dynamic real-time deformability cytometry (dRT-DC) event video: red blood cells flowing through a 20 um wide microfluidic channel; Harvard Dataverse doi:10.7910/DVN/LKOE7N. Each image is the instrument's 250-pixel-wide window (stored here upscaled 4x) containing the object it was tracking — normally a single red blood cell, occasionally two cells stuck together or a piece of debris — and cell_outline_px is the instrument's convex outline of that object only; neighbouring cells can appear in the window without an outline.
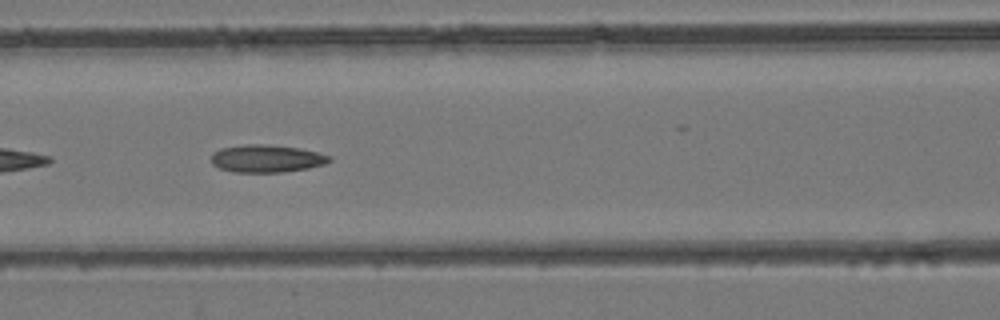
{"species": "common noctule bat (a hibernating species)", "species_latin": "Nyctalus noctula", "temperature_condition": "room temperature", "stored_images_in_passage": 49, "camera_frame_rate_fps": 3000, "um_per_image_px": 0.085, "animal": {"sex": "female", "body_mass_g": 24.6, "forearm_length_mm": 56.2}, "frame": {"image": 1, "passage_image": 21, "time_ms": 6.667, "image_size_px": [1000, 320], "cell_outline_px": [[332, 160], [324, 164], [308, 168], [284, 172], [236, 172], [220, 168], [212, 164], [212, 152], [220, 148], [244, 144], [268, 144], [300, 148], [332, 156]], "centroid_in_image_um": [22.66, 13.47], "position_along_channel_um": 143.9, "area_um2": 19.07}}
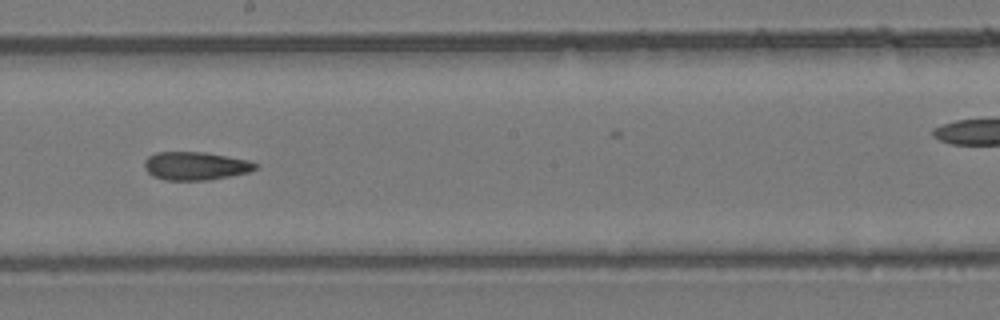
{"frame": {"image": 2, "passage_image": 27, "time_ms": 8.667, "image_size_px": [1000, 320], "cell_outline_px": [[260, 164], [256, 168], [248, 172], [208, 180], [164, 180], [152, 176], [144, 168], [144, 160], [148, 156], [156, 152], [204, 152], [248, 160]], "centroid_in_image_um": [16.58, 14.1], "position_along_channel_um": 231.6, "area_um2": 18.26}}
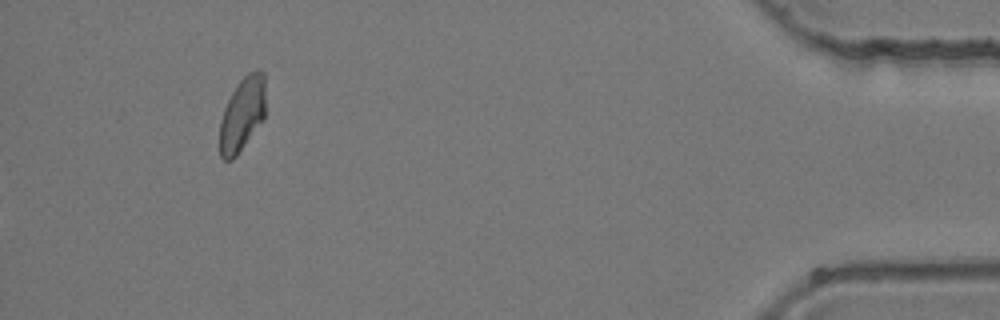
{"frame": {"image": 3, "passage_image": 49, "time_ms": 16.0, "image_size_px": [1000, 320], "cell_outline_px": [[264, 120], [236, 156], [232, 160], [224, 160], [220, 156], [220, 120], [224, 108], [236, 84], [248, 72], [264, 72]], "centroid_in_image_um": [20.58, 9.74], "position_along_channel_um": 414.6, "area_um2": 19.59}}